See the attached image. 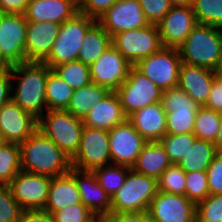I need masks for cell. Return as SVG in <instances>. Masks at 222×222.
<instances>
[{"label":"cell","instance_id":"1","mask_svg":"<svg viewBox=\"0 0 222 222\" xmlns=\"http://www.w3.org/2000/svg\"><path fill=\"white\" fill-rule=\"evenodd\" d=\"M19 146L22 171L53 178L72 168L70 157L39 129Z\"/></svg>","mask_w":222,"mask_h":222},{"label":"cell","instance_id":"2","mask_svg":"<svg viewBox=\"0 0 222 222\" xmlns=\"http://www.w3.org/2000/svg\"><path fill=\"white\" fill-rule=\"evenodd\" d=\"M50 70L44 62L37 61H26L10 67L11 79H18L19 82L11 99L37 120L43 115L44 108L48 110L45 89Z\"/></svg>","mask_w":222,"mask_h":222},{"label":"cell","instance_id":"3","mask_svg":"<svg viewBox=\"0 0 222 222\" xmlns=\"http://www.w3.org/2000/svg\"><path fill=\"white\" fill-rule=\"evenodd\" d=\"M181 62L219 73L222 57V28L197 24L178 47Z\"/></svg>","mask_w":222,"mask_h":222},{"label":"cell","instance_id":"4","mask_svg":"<svg viewBox=\"0 0 222 222\" xmlns=\"http://www.w3.org/2000/svg\"><path fill=\"white\" fill-rule=\"evenodd\" d=\"M158 191L157 179L129 167L124 184L111 198L110 214L148 211Z\"/></svg>","mask_w":222,"mask_h":222},{"label":"cell","instance_id":"5","mask_svg":"<svg viewBox=\"0 0 222 222\" xmlns=\"http://www.w3.org/2000/svg\"><path fill=\"white\" fill-rule=\"evenodd\" d=\"M46 113L38 119L37 129L72 159L81 143L83 120L67 110H47Z\"/></svg>","mask_w":222,"mask_h":222},{"label":"cell","instance_id":"6","mask_svg":"<svg viewBox=\"0 0 222 222\" xmlns=\"http://www.w3.org/2000/svg\"><path fill=\"white\" fill-rule=\"evenodd\" d=\"M95 22V19L80 12L63 22L51 53L43 62L53 69L62 63L77 60L86 32Z\"/></svg>","mask_w":222,"mask_h":222},{"label":"cell","instance_id":"7","mask_svg":"<svg viewBox=\"0 0 222 222\" xmlns=\"http://www.w3.org/2000/svg\"><path fill=\"white\" fill-rule=\"evenodd\" d=\"M161 103L166 112V134L193 133L200 106L179 86L162 90Z\"/></svg>","mask_w":222,"mask_h":222},{"label":"cell","instance_id":"8","mask_svg":"<svg viewBox=\"0 0 222 222\" xmlns=\"http://www.w3.org/2000/svg\"><path fill=\"white\" fill-rule=\"evenodd\" d=\"M112 45L133 66L163 47L156 24L117 33L112 36Z\"/></svg>","mask_w":222,"mask_h":222},{"label":"cell","instance_id":"9","mask_svg":"<svg viewBox=\"0 0 222 222\" xmlns=\"http://www.w3.org/2000/svg\"><path fill=\"white\" fill-rule=\"evenodd\" d=\"M27 22L24 14L0 12V63L4 67L26 62Z\"/></svg>","mask_w":222,"mask_h":222},{"label":"cell","instance_id":"10","mask_svg":"<svg viewBox=\"0 0 222 222\" xmlns=\"http://www.w3.org/2000/svg\"><path fill=\"white\" fill-rule=\"evenodd\" d=\"M127 118L134 112L161 101L162 89L132 66L127 79L115 91Z\"/></svg>","mask_w":222,"mask_h":222},{"label":"cell","instance_id":"11","mask_svg":"<svg viewBox=\"0 0 222 222\" xmlns=\"http://www.w3.org/2000/svg\"><path fill=\"white\" fill-rule=\"evenodd\" d=\"M109 161L111 162L109 130L84 125L78 152L71 159L72 167L82 171H93L98 167L112 164Z\"/></svg>","mask_w":222,"mask_h":222},{"label":"cell","instance_id":"12","mask_svg":"<svg viewBox=\"0 0 222 222\" xmlns=\"http://www.w3.org/2000/svg\"><path fill=\"white\" fill-rule=\"evenodd\" d=\"M180 64L178 48L162 47L156 53L142 58L134 66L160 89L165 90L178 85Z\"/></svg>","mask_w":222,"mask_h":222},{"label":"cell","instance_id":"13","mask_svg":"<svg viewBox=\"0 0 222 222\" xmlns=\"http://www.w3.org/2000/svg\"><path fill=\"white\" fill-rule=\"evenodd\" d=\"M133 65L111 45L89 66L92 83L116 91L127 79Z\"/></svg>","mask_w":222,"mask_h":222},{"label":"cell","instance_id":"14","mask_svg":"<svg viewBox=\"0 0 222 222\" xmlns=\"http://www.w3.org/2000/svg\"><path fill=\"white\" fill-rule=\"evenodd\" d=\"M147 212L150 222H196V205L185 195L158 191Z\"/></svg>","mask_w":222,"mask_h":222},{"label":"cell","instance_id":"15","mask_svg":"<svg viewBox=\"0 0 222 222\" xmlns=\"http://www.w3.org/2000/svg\"><path fill=\"white\" fill-rule=\"evenodd\" d=\"M146 142L128 120L110 129L109 149L111 163L132 168Z\"/></svg>","mask_w":222,"mask_h":222},{"label":"cell","instance_id":"16","mask_svg":"<svg viewBox=\"0 0 222 222\" xmlns=\"http://www.w3.org/2000/svg\"><path fill=\"white\" fill-rule=\"evenodd\" d=\"M51 177L20 171L8 184L24 210L44 209Z\"/></svg>","mask_w":222,"mask_h":222},{"label":"cell","instance_id":"17","mask_svg":"<svg viewBox=\"0 0 222 222\" xmlns=\"http://www.w3.org/2000/svg\"><path fill=\"white\" fill-rule=\"evenodd\" d=\"M96 21L111 37L149 25L138 0H118Z\"/></svg>","mask_w":222,"mask_h":222},{"label":"cell","instance_id":"18","mask_svg":"<svg viewBox=\"0 0 222 222\" xmlns=\"http://www.w3.org/2000/svg\"><path fill=\"white\" fill-rule=\"evenodd\" d=\"M38 120L12 99L0 107V139L20 144L37 130Z\"/></svg>","mask_w":222,"mask_h":222},{"label":"cell","instance_id":"19","mask_svg":"<svg viewBox=\"0 0 222 222\" xmlns=\"http://www.w3.org/2000/svg\"><path fill=\"white\" fill-rule=\"evenodd\" d=\"M190 6H172L157 25L163 47L178 48L197 25Z\"/></svg>","mask_w":222,"mask_h":222},{"label":"cell","instance_id":"20","mask_svg":"<svg viewBox=\"0 0 222 222\" xmlns=\"http://www.w3.org/2000/svg\"><path fill=\"white\" fill-rule=\"evenodd\" d=\"M61 24L56 22H27L26 61L43 62L51 53Z\"/></svg>","mask_w":222,"mask_h":222},{"label":"cell","instance_id":"21","mask_svg":"<svg viewBox=\"0 0 222 222\" xmlns=\"http://www.w3.org/2000/svg\"><path fill=\"white\" fill-rule=\"evenodd\" d=\"M69 172L74 176L81 202L96 216H109L111 197L100 186L93 171H82L72 167Z\"/></svg>","mask_w":222,"mask_h":222},{"label":"cell","instance_id":"22","mask_svg":"<svg viewBox=\"0 0 222 222\" xmlns=\"http://www.w3.org/2000/svg\"><path fill=\"white\" fill-rule=\"evenodd\" d=\"M217 74L214 70L181 62L177 86L199 106H204Z\"/></svg>","mask_w":222,"mask_h":222},{"label":"cell","instance_id":"23","mask_svg":"<svg viewBox=\"0 0 222 222\" xmlns=\"http://www.w3.org/2000/svg\"><path fill=\"white\" fill-rule=\"evenodd\" d=\"M78 12L77 0H29L24 17L27 21L62 24Z\"/></svg>","mask_w":222,"mask_h":222},{"label":"cell","instance_id":"24","mask_svg":"<svg viewBox=\"0 0 222 222\" xmlns=\"http://www.w3.org/2000/svg\"><path fill=\"white\" fill-rule=\"evenodd\" d=\"M127 120L147 142L160 141L166 135V112L161 101L132 113Z\"/></svg>","mask_w":222,"mask_h":222},{"label":"cell","instance_id":"25","mask_svg":"<svg viewBox=\"0 0 222 222\" xmlns=\"http://www.w3.org/2000/svg\"><path fill=\"white\" fill-rule=\"evenodd\" d=\"M126 120L127 116L124 114L118 94L111 91L102 101L92 106L84 117L83 124L87 127L110 130Z\"/></svg>","mask_w":222,"mask_h":222},{"label":"cell","instance_id":"26","mask_svg":"<svg viewBox=\"0 0 222 222\" xmlns=\"http://www.w3.org/2000/svg\"><path fill=\"white\" fill-rule=\"evenodd\" d=\"M77 203L82 202L74 176L68 172L53 177L49 185L48 197L44 210L53 213Z\"/></svg>","mask_w":222,"mask_h":222},{"label":"cell","instance_id":"27","mask_svg":"<svg viewBox=\"0 0 222 222\" xmlns=\"http://www.w3.org/2000/svg\"><path fill=\"white\" fill-rule=\"evenodd\" d=\"M172 164L161 141H148L139 153L132 169L158 179Z\"/></svg>","mask_w":222,"mask_h":222},{"label":"cell","instance_id":"28","mask_svg":"<svg viewBox=\"0 0 222 222\" xmlns=\"http://www.w3.org/2000/svg\"><path fill=\"white\" fill-rule=\"evenodd\" d=\"M112 45V37L96 21L86 32L77 60L90 66Z\"/></svg>","mask_w":222,"mask_h":222},{"label":"cell","instance_id":"29","mask_svg":"<svg viewBox=\"0 0 222 222\" xmlns=\"http://www.w3.org/2000/svg\"><path fill=\"white\" fill-rule=\"evenodd\" d=\"M111 91L98 84L90 83L73 92L67 111L77 118L84 119L97 102L102 101Z\"/></svg>","mask_w":222,"mask_h":222},{"label":"cell","instance_id":"30","mask_svg":"<svg viewBox=\"0 0 222 222\" xmlns=\"http://www.w3.org/2000/svg\"><path fill=\"white\" fill-rule=\"evenodd\" d=\"M217 153L214 143L196 138L193 146L177 165L186 173L206 172Z\"/></svg>","mask_w":222,"mask_h":222},{"label":"cell","instance_id":"31","mask_svg":"<svg viewBox=\"0 0 222 222\" xmlns=\"http://www.w3.org/2000/svg\"><path fill=\"white\" fill-rule=\"evenodd\" d=\"M45 92L48 110H66L74 89L51 69L48 72Z\"/></svg>","mask_w":222,"mask_h":222},{"label":"cell","instance_id":"32","mask_svg":"<svg viewBox=\"0 0 222 222\" xmlns=\"http://www.w3.org/2000/svg\"><path fill=\"white\" fill-rule=\"evenodd\" d=\"M222 113L200 106L194 125V135L197 139L215 143L221 127Z\"/></svg>","mask_w":222,"mask_h":222},{"label":"cell","instance_id":"33","mask_svg":"<svg viewBox=\"0 0 222 222\" xmlns=\"http://www.w3.org/2000/svg\"><path fill=\"white\" fill-rule=\"evenodd\" d=\"M20 146L17 143H0V185H8L21 171Z\"/></svg>","mask_w":222,"mask_h":222},{"label":"cell","instance_id":"34","mask_svg":"<svg viewBox=\"0 0 222 222\" xmlns=\"http://www.w3.org/2000/svg\"><path fill=\"white\" fill-rule=\"evenodd\" d=\"M128 172V166L118 164H109L93 170L100 186L111 198L124 184Z\"/></svg>","mask_w":222,"mask_h":222},{"label":"cell","instance_id":"35","mask_svg":"<svg viewBox=\"0 0 222 222\" xmlns=\"http://www.w3.org/2000/svg\"><path fill=\"white\" fill-rule=\"evenodd\" d=\"M53 70L74 90L92 82L89 66L79 60L62 63Z\"/></svg>","mask_w":222,"mask_h":222},{"label":"cell","instance_id":"36","mask_svg":"<svg viewBox=\"0 0 222 222\" xmlns=\"http://www.w3.org/2000/svg\"><path fill=\"white\" fill-rule=\"evenodd\" d=\"M192 9L198 24L222 28V0H193Z\"/></svg>","mask_w":222,"mask_h":222},{"label":"cell","instance_id":"37","mask_svg":"<svg viewBox=\"0 0 222 222\" xmlns=\"http://www.w3.org/2000/svg\"><path fill=\"white\" fill-rule=\"evenodd\" d=\"M186 172L177 164H171L157 179L158 190L170 194L185 195Z\"/></svg>","mask_w":222,"mask_h":222},{"label":"cell","instance_id":"38","mask_svg":"<svg viewBox=\"0 0 222 222\" xmlns=\"http://www.w3.org/2000/svg\"><path fill=\"white\" fill-rule=\"evenodd\" d=\"M196 139L194 133L180 135H165L160 141L172 164H177L193 146Z\"/></svg>","mask_w":222,"mask_h":222},{"label":"cell","instance_id":"39","mask_svg":"<svg viewBox=\"0 0 222 222\" xmlns=\"http://www.w3.org/2000/svg\"><path fill=\"white\" fill-rule=\"evenodd\" d=\"M185 196L195 205L209 196L208 177L206 172L193 171L186 173Z\"/></svg>","mask_w":222,"mask_h":222},{"label":"cell","instance_id":"40","mask_svg":"<svg viewBox=\"0 0 222 222\" xmlns=\"http://www.w3.org/2000/svg\"><path fill=\"white\" fill-rule=\"evenodd\" d=\"M196 222H222V194L209 195L196 204Z\"/></svg>","mask_w":222,"mask_h":222},{"label":"cell","instance_id":"41","mask_svg":"<svg viewBox=\"0 0 222 222\" xmlns=\"http://www.w3.org/2000/svg\"><path fill=\"white\" fill-rule=\"evenodd\" d=\"M23 210L9 185H0V222H17Z\"/></svg>","mask_w":222,"mask_h":222},{"label":"cell","instance_id":"42","mask_svg":"<svg viewBox=\"0 0 222 222\" xmlns=\"http://www.w3.org/2000/svg\"><path fill=\"white\" fill-rule=\"evenodd\" d=\"M55 222H90L96 215L83 203H77L52 213Z\"/></svg>","mask_w":222,"mask_h":222},{"label":"cell","instance_id":"43","mask_svg":"<svg viewBox=\"0 0 222 222\" xmlns=\"http://www.w3.org/2000/svg\"><path fill=\"white\" fill-rule=\"evenodd\" d=\"M149 24L158 25L172 8L169 0H138Z\"/></svg>","mask_w":222,"mask_h":222},{"label":"cell","instance_id":"44","mask_svg":"<svg viewBox=\"0 0 222 222\" xmlns=\"http://www.w3.org/2000/svg\"><path fill=\"white\" fill-rule=\"evenodd\" d=\"M209 195L222 194V153H217L207 171Z\"/></svg>","mask_w":222,"mask_h":222},{"label":"cell","instance_id":"45","mask_svg":"<svg viewBox=\"0 0 222 222\" xmlns=\"http://www.w3.org/2000/svg\"><path fill=\"white\" fill-rule=\"evenodd\" d=\"M117 1L118 0H77L78 11L97 20Z\"/></svg>","mask_w":222,"mask_h":222},{"label":"cell","instance_id":"46","mask_svg":"<svg viewBox=\"0 0 222 222\" xmlns=\"http://www.w3.org/2000/svg\"><path fill=\"white\" fill-rule=\"evenodd\" d=\"M204 107L222 113V74L218 73L214 77L213 85Z\"/></svg>","mask_w":222,"mask_h":222},{"label":"cell","instance_id":"47","mask_svg":"<svg viewBox=\"0 0 222 222\" xmlns=\"http://www.w3.org/2000/svg\"><path fill=\"white\" fill-rule=\"evenodd\" d=\"M10 67L0 69V107L11 100V92L13 91Z\"/></svg>","mask_w":222,"mask_h":222},{"label":"cell","instance_id":"48","mask_svg":"<svg viewBox=\"0 0 222 222\" xmlns=\"http://www.w3.org/2000/svg\"><path fill=\"white\" fill-rule=\"evenodd\" d=\"M17 222H55L52 213L44 209L23 210Z\"/></svg>","mask_w":222,"mask_h":222},{"label":"cell","instance_id":"49","mask_svg":"<svg viewBox=\"0 0 222 222\" xmlns=\"http://www.w3.org/2000/svg\"><path fill=\"white\" fill-rule=\"evenodd\" d=\"M106 222H150L147 211L110 214Z\"/></svg>","mask_w":222,"mask_h":222},{"label":"cell","instance_id":"50","mask_svg":"<svg viewBox=\"0 0 222 222\" xmlns=\"http://www.w3.org/2000/svg\"><path fill=\"white\" fill-rule=\"evenodd\" d=\"M29 0H0V12L24 14Z\"/></svg>","mask_w":222,"mask_h":222},{"label":"cell","instance_id":"51","mask_svg":"<svg viewBox=\"0 0 222 222\" xmlns=\"http://www.w3.org/2000/svg\"><path fill=\"white\" fill-rule=\"evenodd\" d=\"M214 144L217 152L222 153V120H221V127L219 129L218 136Z\"/></svg>","mask_w":222,"mask_h":222},{"label":"cell","instance_id":"52","mask_svg":"<svg viewBox=\"0 0 222 222\" xmlns=\"http://www.w3.org/2000/svg\"><path fill=\"white\" fill-rule=\"evenodd\" d=\"M172 6H190L192 7L193 0H169Z\"/></svg>","mask_w":222,"mask_h":222},{"label":"cell","instance_id":"53","mask_svg":"<svg viewBox=\"0 0 222 222\" xmlns=\"http://www.w3.org/2000/svg\"><path fill=\"white\" fill-rule=\"evenodd\" d=\"M90 222H106V217L102 216H96L92 221Z\"/></svg>","mask_w":222,"mask_h":222},{"label":"cell","instance_id":"54","mask_svg":"<svg viewBox=\"0 0 222 222\" xmlns=\"http://www.w3.org/2000/svg\"><path fill=\"white\" fill-rule=\"evenodd\" d=\"M219 73L222 74V57H221V64H220V67H219Z\"/></svg>","mask_w":222,"mask_h":222}]
</instances>
